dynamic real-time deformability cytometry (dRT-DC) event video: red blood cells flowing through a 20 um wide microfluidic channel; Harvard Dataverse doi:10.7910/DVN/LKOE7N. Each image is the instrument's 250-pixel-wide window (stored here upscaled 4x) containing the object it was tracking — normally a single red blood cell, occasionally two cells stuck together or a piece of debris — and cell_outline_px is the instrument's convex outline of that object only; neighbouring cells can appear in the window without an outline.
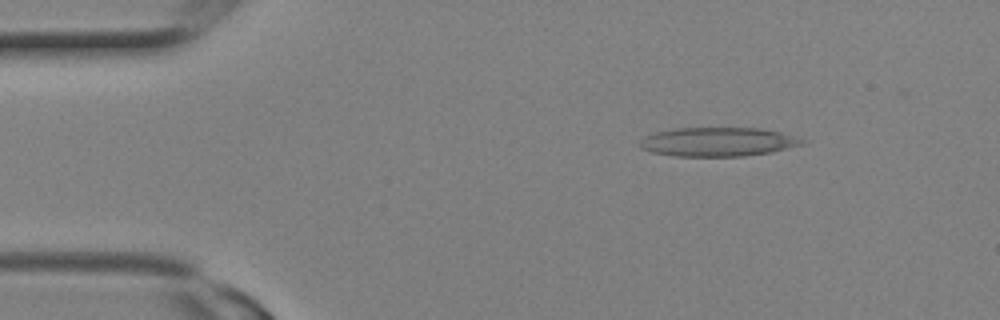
{"species": "Egyptian fruit bat (a non-hibernating species)", "species_latin": "Rousettus aegyptiacus", "temperature_condition": "room temperature", "stored_images_in_passage": 10, "camera_frame_rate_fps": 3000, "um_per_image_px": 0.085, "animal": {"sex": "female"}, "frame": {"image": 1, "passage_image": 3, "time_ms": 0.667, "image_size_px": [1000, 320], "cell_outline_px": [[804, 144], [772, 152], [744, 156], [672, 156], [652, 152], [640, 148], [640, 140], [644, 136], [656, 132], [676, 128], [760, 128], [780, 132], [804, 140]], "centroid_in_image_um": [60.99, 12.06], "position_along_channel_um": 24.0, "area_um2": 27.34}}
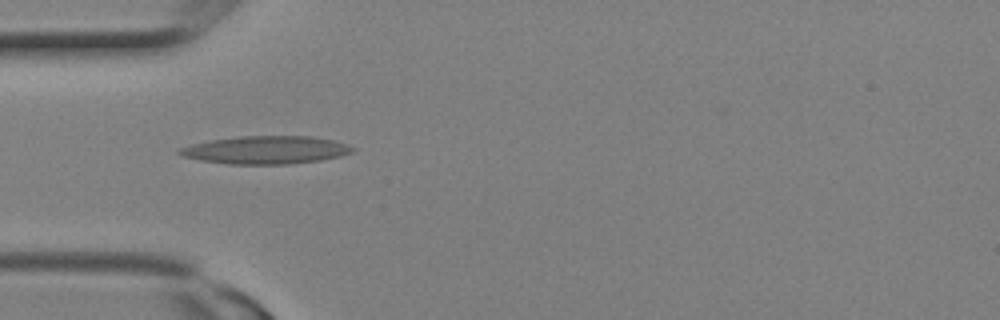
{"frame": {"image": 2, "passage_image": 7, "time_ms": 2.0, "image_size_px": [1000, 320], "cell_outline_px": [[356, 148], [352, 152], [340, 156], [320, 160], [288, 164], [228, 164], [200, 160], [184, 156], [176, 152], [176, 148], [192, 144], [212, 140], [240, 136], [312, 136], [332, 140], [348, 144]], "centroid_in_image_um": [22.59, 12.74], "position_along_channel_um": 62.4, "area_um2": 28.15}}
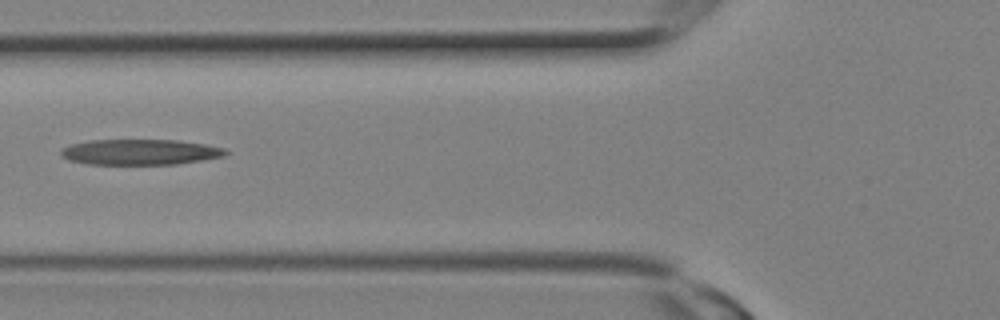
{"frame": {"image": 3, "passage_image": 9, "time_ms": 2.667, "image_size_px": [1000, 320], "cell_outline_px": [[228, 152], [224, 156], [176, 164], [88, 164], [68, 160], [60, 152], [64, 148], [72, 144], [88, 140], [176, 140], [204, 144], [224, 148]], "centroid_in_image_um": [11.91, 12.92], "position_along_channel_um": 113.9, "area_um2": 24.28}}